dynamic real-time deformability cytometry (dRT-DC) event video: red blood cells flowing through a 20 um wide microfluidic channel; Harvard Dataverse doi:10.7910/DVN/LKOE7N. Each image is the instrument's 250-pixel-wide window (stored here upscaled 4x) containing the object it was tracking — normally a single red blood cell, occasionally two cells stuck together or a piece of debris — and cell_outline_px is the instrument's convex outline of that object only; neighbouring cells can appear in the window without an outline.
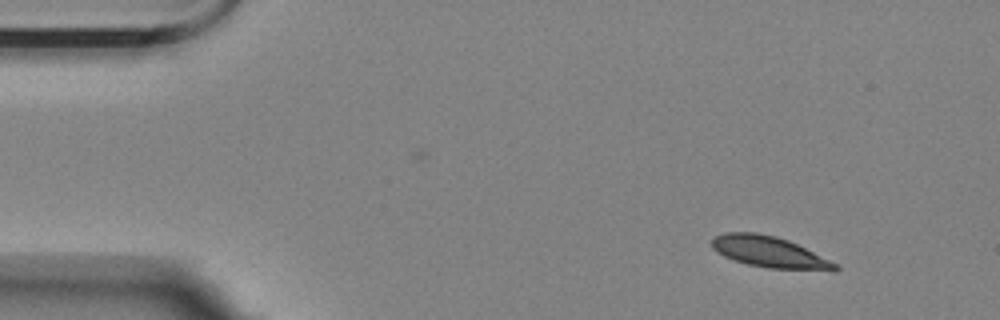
{"species": "Egyptian fruit bat (a non-hibernating species)", "species_latin": "Rousettus aegyptiacus", "temperature_condition": "room temperature", "stored_images_in_passage": 3, "camera_frame_rate_fps": 3000, "um_per_image_px": 0.085, "animal": {"sex": "female"}, "frame": {"image": 1, "passage_image": 1, "time_ms": 0.0, "image_size_px": [1000, 320], "cell_outline_px": [[840, 268], [836, 272], [832, 272], [768, 268], [748, 264], [732, 260], [716, 252], [712, 248], [712, 240], [716, 236], [724, 232], [756, 232], [776, 236], [788, 240], [836, 264]], "centroid_in_image_um": [65.4, 21.44], "position_along_channel_um": 19.6, "area_um2": 22.48}}